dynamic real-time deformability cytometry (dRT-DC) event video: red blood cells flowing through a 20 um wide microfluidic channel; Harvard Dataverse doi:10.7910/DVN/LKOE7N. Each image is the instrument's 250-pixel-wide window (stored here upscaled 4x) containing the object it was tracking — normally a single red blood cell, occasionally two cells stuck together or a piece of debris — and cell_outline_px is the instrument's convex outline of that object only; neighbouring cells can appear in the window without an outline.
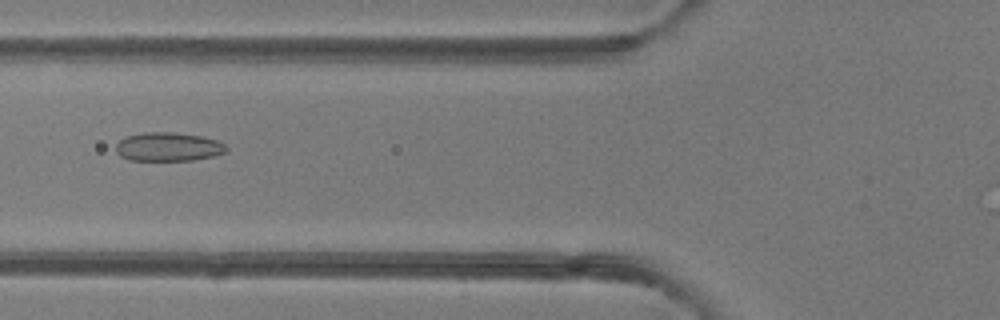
{"species": "common noctule bat (a hibernating species)", "species_latin": "Nyctalus noctula", "temperature_condition": "room temperature", "stored_images_in_passage": 29, "camera_frame_rate_fps": 3000, "um_per_image_px": 0.085, "animal": {"sex": "female"}, "frame": {"image": 1, "passage_image": 4, "time_ms": 1.0, "image_size_px": [1000, 320], "cell_outline_px": [[228, 148], [224, 152], [212, 156], [192, 160], [128, 160], [120, 156], [116, 152], [116, 144], [120, 140], [128, 136], [144, 132], [176, 132], [204, 136], [216, 140], [224, 144]], "centroid_in_image_um": [14.29, 12.47], "position_along_channel_um": 111.5, "area_um2": 18.5}}
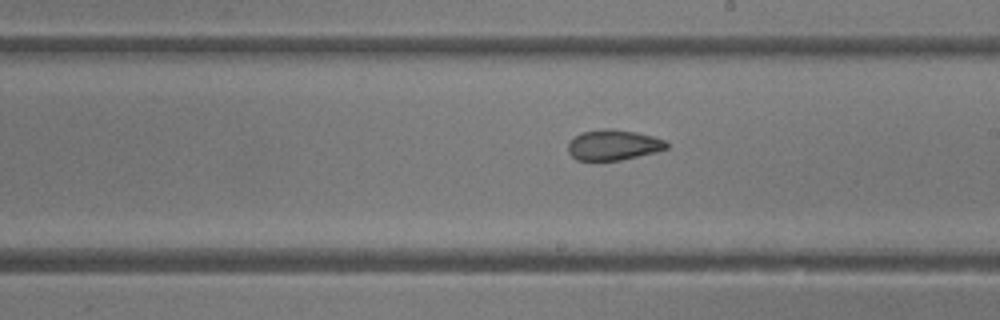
{"frame": {"image": 2, "passage_image": 13, "time_ms": 4.0, "image_size_px": [1000, 320], "cell_outline_px": [[668, 148], [656, 152], [620, 160], [576, 160], [568, 152], [568, 144], [580, 132], [604, 128], [612, 128], [636, 132], [652, 136], [664, 140], [668, 144]], "centroid_in_image_um": [52.13, 12.31], "position_along_channel_um": 236.9, "area_um2": 17.46}}
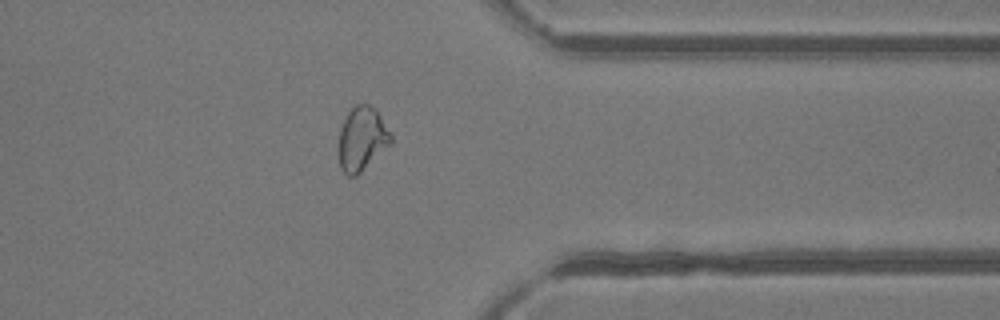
{"frame": {"image": 3, "passage_image": 24, "time_ms": 7.667, "image_size_px": [1000, 320], "cell_outline_px": [[392, 140], [356, 176], [348, 176], [340, 168], [340, 128], [348, 112], [356, 104], [368, 104], [380, 116], [392, 136]], "centroid_in_image_um": [30.74, 11.79], "position_along_channel_um": 380.7, "area_um2": 18.55}}